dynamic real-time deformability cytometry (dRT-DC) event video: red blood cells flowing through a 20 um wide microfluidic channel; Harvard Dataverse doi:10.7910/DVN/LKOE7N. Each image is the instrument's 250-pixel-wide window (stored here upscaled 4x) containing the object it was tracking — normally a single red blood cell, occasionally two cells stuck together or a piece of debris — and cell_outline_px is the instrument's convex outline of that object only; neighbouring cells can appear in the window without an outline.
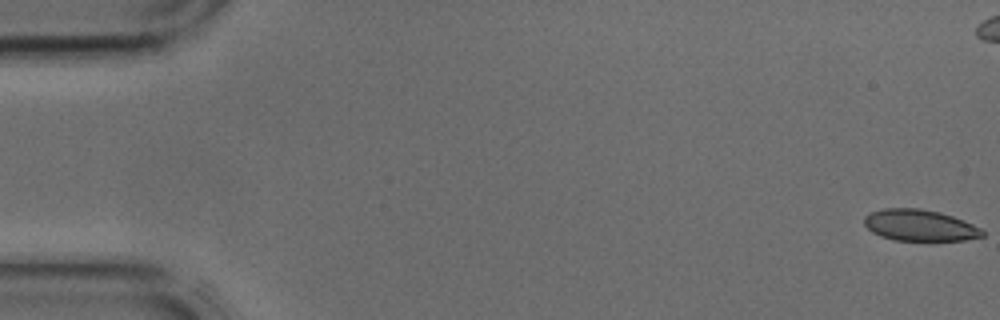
{"species": "common noctule bat (a hibernating species)", "species_latin": "Nyctalus noctula", "temperature_condition": "cold", "stored_images_in_passage": 44, "camera_frame_rate_fps": 3000, "um_per_image_px": 0.085, "animal": {"sex": "male", "body_mass_g": 17.9, "forearm_length_mm": 54.2}, "frame": {"image": 1, "passage_image": 1, "time_ms": 0.0, "image_size_px": [1000, 320], "cell_outline_px": [[984, 236], [964, 240], [896, 240], [880, 236], [872, 232], [864, 224], [864, 216], [872, 212], [884, 208], [920, 208], [940, 212], [964, 220], [980, 228], [984, 232]], "centroid_in_image_um": [78.17, 19.14], "position_along_channel_um": 6.8, "area_um2": 21.5}}
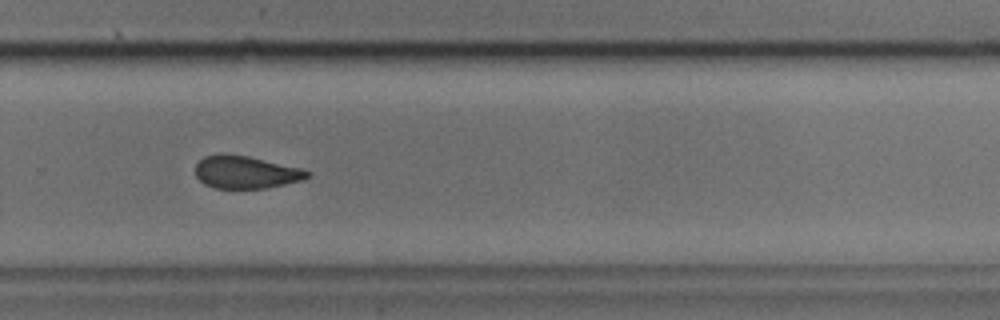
{"frame": {"image": 2, "passage_image": 29, "time_ms": 9.333, "image_size_px": [1000, 320], "cell_outline_px": [[312, 176], [304, 180], [264, 188], [216, 188], [204, 184], [196, 176], [196, 164], [204, 156], [220, 152], [224, 152], [248, 156], [300, 168], [312, 172]], "centroid_in_image_um": [20.89, 14.62], "position_along_channel_um": 308.9, "area_um2": 21.44}}
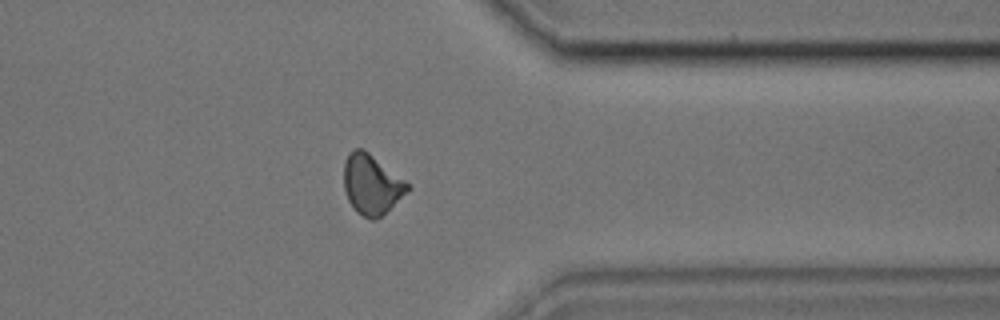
{"frame": {"image": 3, "passage_image": 34, "time_ms": 11.0, "image_size_px": [1000, 320], "cell_outline_px": [[412, 188], [408, 192], [376, 220], [372, 220], [356, 212], [348, 200], [344, 188], [344, 160], [348, 152], [352, 148], [364, 148], [404, 180]], "centroid_in_image_um": [31.56, 15.65], "position_along_channel_um": 379.8, "area_um2": 22.25}}